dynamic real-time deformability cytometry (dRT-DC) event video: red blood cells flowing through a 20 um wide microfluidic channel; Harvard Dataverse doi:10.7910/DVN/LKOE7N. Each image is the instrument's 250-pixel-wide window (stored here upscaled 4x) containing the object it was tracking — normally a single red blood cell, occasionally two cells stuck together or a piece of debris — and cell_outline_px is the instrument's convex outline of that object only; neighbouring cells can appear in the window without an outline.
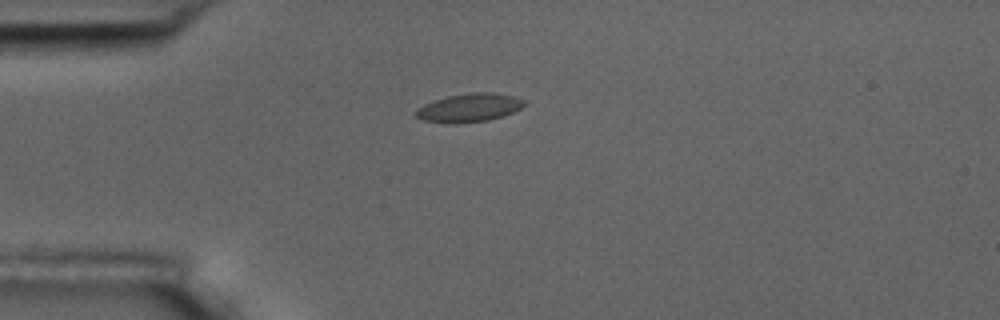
{"species": "common noctule bat (a hibernating species)", "species_latin": "Nyctalus noctula", "temperature_condition": "room temperature", "stored_images_in_passage": 2, "camera_frame_rate_fps": 3000, "um_per_image_px": 0.085, "animal": {"sex": "male", "body_mass_g": 17.5, "forearm_length_mm": 52.3}, "frame": {"image": 1, "passage_image": 2, "time_ms": 1.333, "image_size_px": [1000, 320], "cell_outline_px": [[524, 104], [520, 108], [512, 112], [488, 120], [448, 124], [424, 120], [416, 116], [416, 112], [424, 104], [448, 96], [468, 92], [492, 92], [512, 96], [524, 100]], "centroid_in_image_um": [39.88, 9.15], "position_along_channel_um": 45.1, "area_um2": 17.57}}